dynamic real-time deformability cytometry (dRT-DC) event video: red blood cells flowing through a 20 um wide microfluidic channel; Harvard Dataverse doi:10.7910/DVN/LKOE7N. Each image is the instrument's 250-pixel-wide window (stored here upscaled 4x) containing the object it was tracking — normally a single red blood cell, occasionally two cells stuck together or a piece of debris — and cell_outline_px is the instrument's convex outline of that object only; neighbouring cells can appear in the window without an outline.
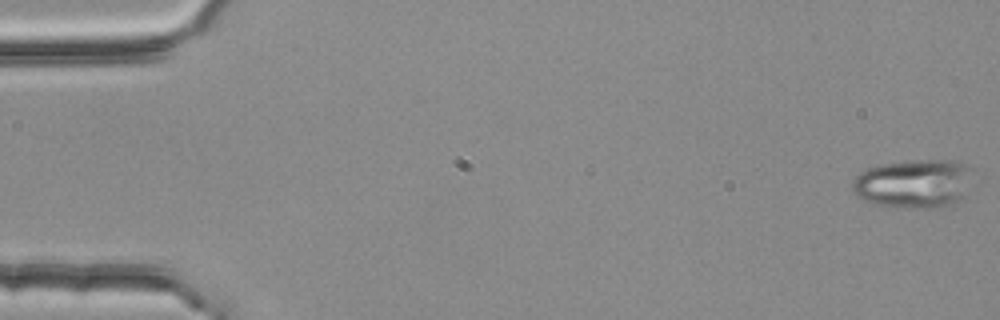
{"species": "common noctule bat (a hibernating species)", "species_latin": "Nyctalus noctula", "temperature_condition": "room temperature", "stored_images_in_passage": 4, "camera_frame_rate_fps": 3000, "um_per_image_px": 0.085, "animal": {"sex": "female", "body_mass_g": 25.1}, "frame": {"image": 1, "passage_image": 1, "time_ms": 0.0, "image_size_px": [1000, 320], "cell_outline_px": [[972, 168], [964, 196], [952, 204], [940, 208], [924, 208], [876, 204], [864, 200], [852, 188], [852, 180], [860, 172], [868, 168], [880, 164], [916, 160], [952, 160], [964, 164]], "centroid_in_image_um": [77.67, 15.59], "position_along_channel_um": 7.3, "area_um2": 33.76}}